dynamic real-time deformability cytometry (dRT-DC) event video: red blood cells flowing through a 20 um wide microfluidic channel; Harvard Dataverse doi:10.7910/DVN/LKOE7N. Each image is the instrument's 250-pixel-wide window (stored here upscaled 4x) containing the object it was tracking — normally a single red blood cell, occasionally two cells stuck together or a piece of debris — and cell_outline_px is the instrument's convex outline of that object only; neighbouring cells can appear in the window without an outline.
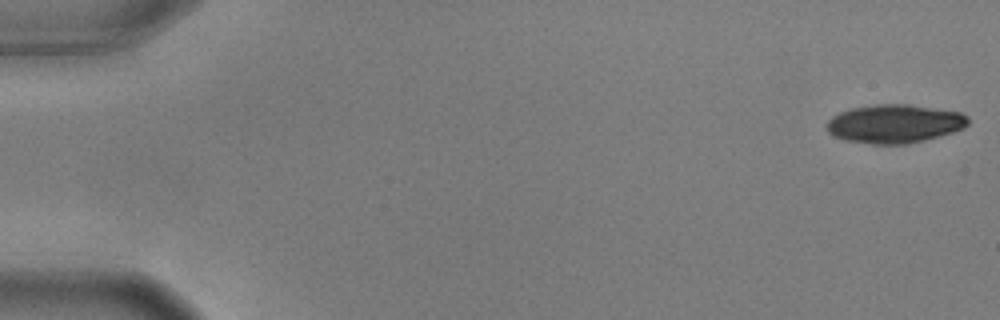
{"species": "common noctule bat (a hibernating species)", "species_latin": "Nyctalus noctula", "temperature_condition": "warm", "stored_images_in_passage": 55, "camera_frame_rate_fps": 3000, "um_per_image_px": 0.085, "animal": {"sex": "male", "body_mass_g": 17.9, "forearm_length_mm": 54.2}, "frame": {"image": 1, "passage_image": 1, "time_ms": 0.0, "image_size_px": [1000, 320], "cell_outline_px": [[968, 124], [964, 128], [940, 136], [924, 140], [904, 144], [872, 144], [844, 140], [832, 136], [828, 132], [828, 120], [832, 116], [840, 112], [852, 108], [876, 104], [908, 104], [960, 112], [968, 116]], "centroid_in_image_um": [76.03, 10.52], "position_along_channel_um": 9.0, "area_um2": 31.73}}